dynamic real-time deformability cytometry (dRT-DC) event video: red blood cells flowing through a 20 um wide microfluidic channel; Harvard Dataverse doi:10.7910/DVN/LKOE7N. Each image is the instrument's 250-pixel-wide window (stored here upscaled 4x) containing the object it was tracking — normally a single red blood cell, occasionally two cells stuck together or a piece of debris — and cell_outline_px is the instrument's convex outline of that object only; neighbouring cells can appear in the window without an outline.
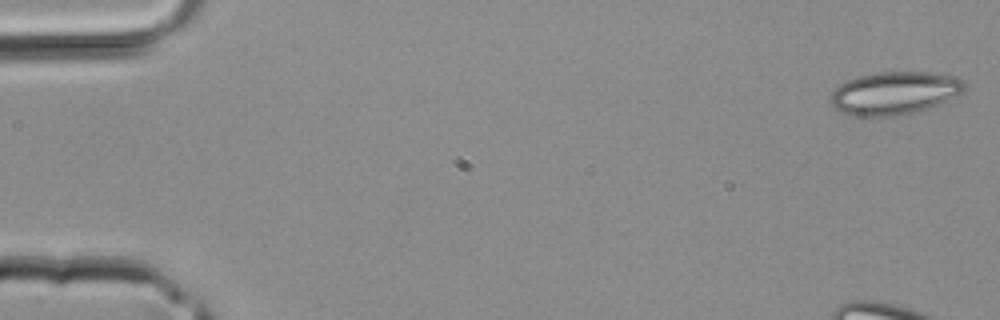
{"species": "common noctule bat (a hibernating species)", "species_latin": "Nyctalus noctula", "temperature_condition": "room temperature", "stored_images_in_passage": 11, "camera_frame_rate_fps": 3000, "um_per_image_px": 0.085, "animal": {"sex": "male", "body_mass_g": 20.4}, "frame": {"image": 1, "passage_image": 1, "time_ms": 0.0, "image_size_px": [1000, 320], "cell_outline_px": [[964, 92], [940, 104], [928, 108], [888, 116], [856, 116], [844, 112], [836, 108], [832, 104], [832, 92], [844, 80], [876, 72], [928, 72], [948, 76], [964, 80]], "centroid_in_image_um": [76.03, 7.89], "position_along_channel_um": 9.0, "area_um2": 32.89}}